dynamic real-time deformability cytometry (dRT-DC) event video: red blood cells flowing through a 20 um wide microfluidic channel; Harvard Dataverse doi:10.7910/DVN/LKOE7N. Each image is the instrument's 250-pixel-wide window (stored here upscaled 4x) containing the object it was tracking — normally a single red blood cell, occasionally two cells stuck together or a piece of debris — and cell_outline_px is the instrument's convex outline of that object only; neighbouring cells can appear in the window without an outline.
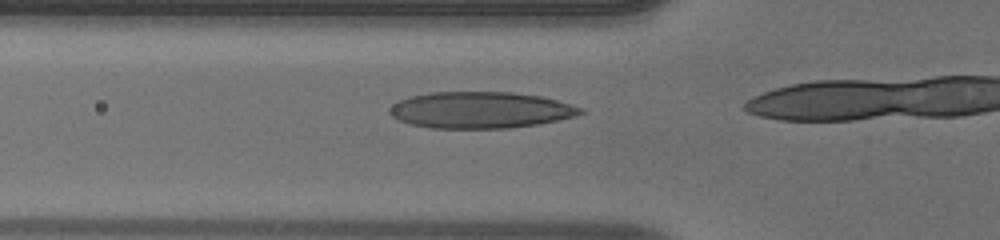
{"species": "human", "species_latin": "Homo sapiens", "temperature_condition": "warm", "stored_images_in_passage": 13, "camera_frame_rate_fps": 3000, "um_per_image_px": 0.085, "donor": {"sex": "male"}, "frame": {"image": 1, "passage_image": 11, "time_ms": 3.333, "image_size_px": [1000, 240], "cell_outline_px": [[584, 112], [576, 116], [536, 124], [508, 128], [432, 128], [412, 124], [400, 120], [392, 116], [388, 112], [388, 108], [392, 104], [400, 100], [412, 96], [432, 92], [512, 92], [540, 96], [556, 100], [584, 108]], "centroid_in_image_um": [40.83, 9.35], "position_along_channel_um": 85.0, "area_um2": 40.34}}